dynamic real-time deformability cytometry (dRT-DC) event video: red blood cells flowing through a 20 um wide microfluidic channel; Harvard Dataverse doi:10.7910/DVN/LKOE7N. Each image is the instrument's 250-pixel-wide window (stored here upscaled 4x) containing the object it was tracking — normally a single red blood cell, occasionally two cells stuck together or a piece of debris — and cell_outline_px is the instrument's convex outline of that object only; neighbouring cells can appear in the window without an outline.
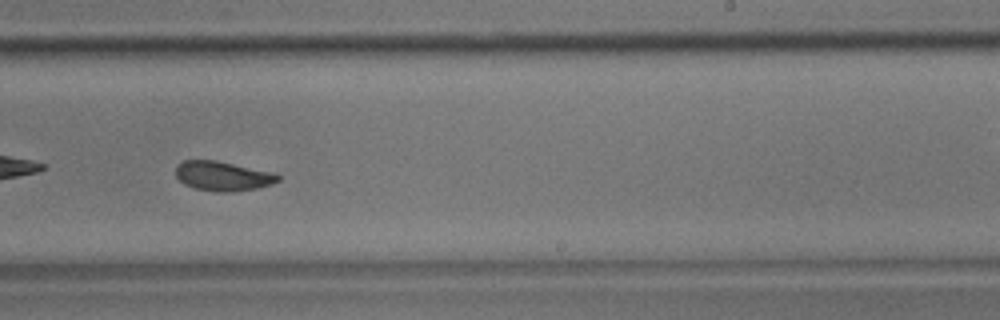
{"species": "common noctule bat (a hibernating species)", "species_latin": "Nyctalus noctula", "temperature_condition": "room temperature", "stored_images_in_passage": 36, "camera_frame_rate_fps": 3000, "um_per_image_px": 0.085, "animal": {"sex": "male", "body_mass_g": 17.9}, "frame": {"image": 1, "passage_image": 16, "time_ms": 5.0, "image_size_px": [1000, 320], "cell_outline_px": [[280, 180], [272, 184], [256, 188], [228, 192], [216, 192], [196, 188], [184, 184], [176, 176], [176, 164], [184, 160], [216, 160], [276, 172], [280, 176]], "centroid_in_image_um": [18.96, 14.95], "position_along_channel_um": 270.0, "area_um2": 17.74}}